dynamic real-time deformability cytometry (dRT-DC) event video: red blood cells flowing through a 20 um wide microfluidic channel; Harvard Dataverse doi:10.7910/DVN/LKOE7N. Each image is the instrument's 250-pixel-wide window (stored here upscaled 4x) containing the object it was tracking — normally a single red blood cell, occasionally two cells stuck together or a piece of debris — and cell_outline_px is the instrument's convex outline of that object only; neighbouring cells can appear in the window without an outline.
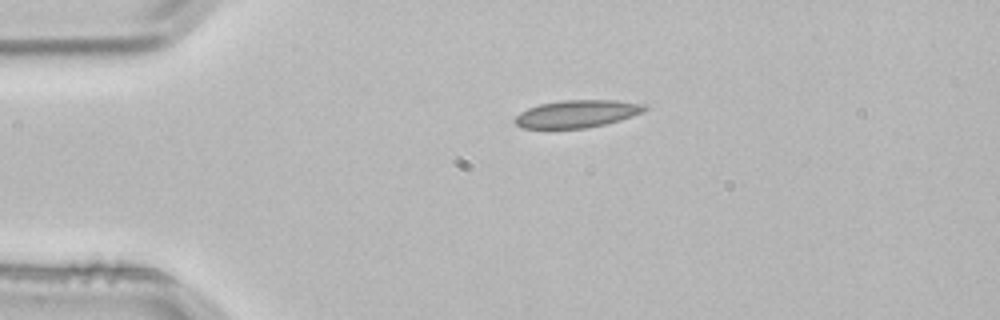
{"species": "common noctule bat (a hibernating species)", "species_latin": "Nyctalus noctula", "temperature_condition": "room temperature", "stored_images_in_passage": 1, "camera_frame_rate_fps": 3000, "um_per_image_px": 0.085, "animal": {"sex": "male", "body_mass_g": 21.5, "forearm_length_mm": 52.0}, "frame": {"image": 1, "passage_image": 1, "time_ms": 0.0, "image_size_px": [1000, 320], "cell_outline_px": [[648, 108], [644, 112], [620, 120], [604, 124], [584, 128], [520, 128], [512, 120], [520, 112], [528, 108], [540, 104], [560, 100], [616, 100], [644, 104]], "centroid_in_image_um": [49.03, 9.67], "position_along_channel_um": 36.0, "area_um2": 20.81}}